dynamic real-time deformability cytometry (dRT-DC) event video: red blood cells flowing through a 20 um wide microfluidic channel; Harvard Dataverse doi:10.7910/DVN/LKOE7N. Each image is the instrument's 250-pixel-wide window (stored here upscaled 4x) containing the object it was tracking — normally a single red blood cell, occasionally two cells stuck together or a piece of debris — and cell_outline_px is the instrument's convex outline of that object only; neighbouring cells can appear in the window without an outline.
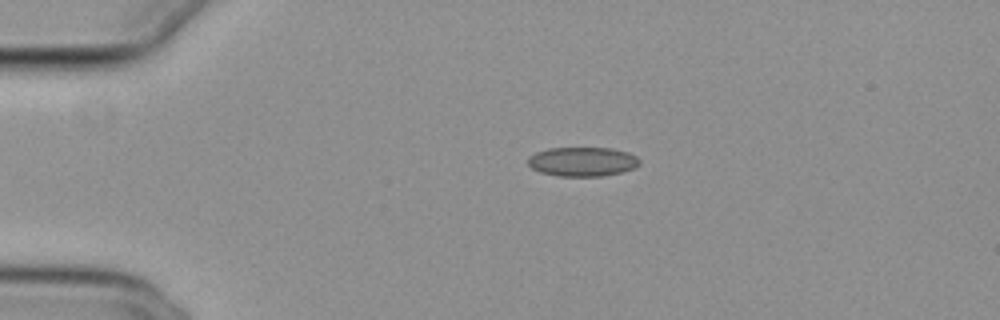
{"species": "common noctule bat (a hibernating species)", "species_latin": "Nyctalus noctula", "temperature_condition": "cold", "stored_images_in_passage": 54, "camera_frame_rate_fps": 3000, "um_per_image_px": 0.085, "animal": {"sex": "female", "body_mass_g": 29.2, "forearm_length_mm": 56.3}, "frame": {"image": 1, "passage_image": 12, "time_ms": 3.667, "image_size_px": [1000, 320], "cell_outline_px": [[640, 164], [632, 168], [620, 172], [604, 176], [560, 176], [540, 172], [532, 168], [528, 164], [528, 156], [536, 152], [548, 148], [612, 148], [628, 152], [636, 156], [640, 160]], "centroid_in_image_um": [49.5, 13.73], "position_along_channel_um": 35.5, "area_um2": 19.02}}
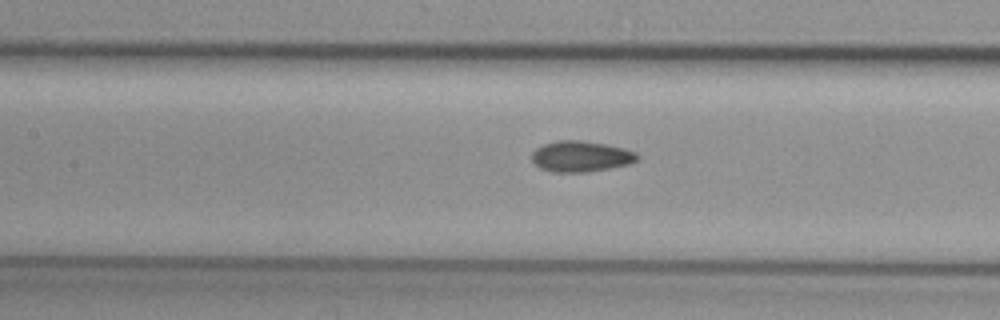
{"frame": {"image": 2, "passage_image": 25, "time_ms": 8.0, "image_size_px": [1000, 320], "cell_outline_px": [[640, 156], [636, 160], [628, 164], [588, 172], [552, 172], [540, 168], [532, 160], [532, 152], [536, 148], [544, 144], [560, 140], [580, 140], [604, 144], [624, 148], [636, 152]], "centroid_in_image_um": [49.36, 13.29], "position_along_channel_um": 158.0, "area_um2": 18.84}}
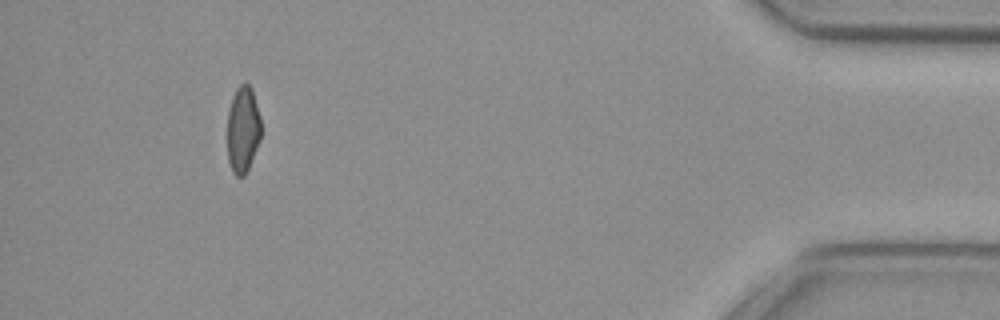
{"frame": {"image": 3, "passage_image": 50, "time_ms": 16.333, "image_size_px": [1000, 320], "cell_outline_px": [[260, 140], [248, 168], [244, 176], [236, 176], [232, 172], [228, 160], [228, 112], [232, 96], [236, 88], [244, 80], [252, 88], [260, 116]], "centroid_in_image_um": [20.64, 10.97], "position_along_channel_um": 414.6, "area_um2": 17.05}, "authors_computed_cell_mechanics": {"area_um2": 18.5249, "velocity_mm_per_s": 3.8482, "shape_relaxation_time_tau1_ms": 9.9435, "shape_relaxation_time_tau2_ms": 6.8679, "deformation_change_tau1": 0.1396, "deformation_change_tau2": 0.0866}}